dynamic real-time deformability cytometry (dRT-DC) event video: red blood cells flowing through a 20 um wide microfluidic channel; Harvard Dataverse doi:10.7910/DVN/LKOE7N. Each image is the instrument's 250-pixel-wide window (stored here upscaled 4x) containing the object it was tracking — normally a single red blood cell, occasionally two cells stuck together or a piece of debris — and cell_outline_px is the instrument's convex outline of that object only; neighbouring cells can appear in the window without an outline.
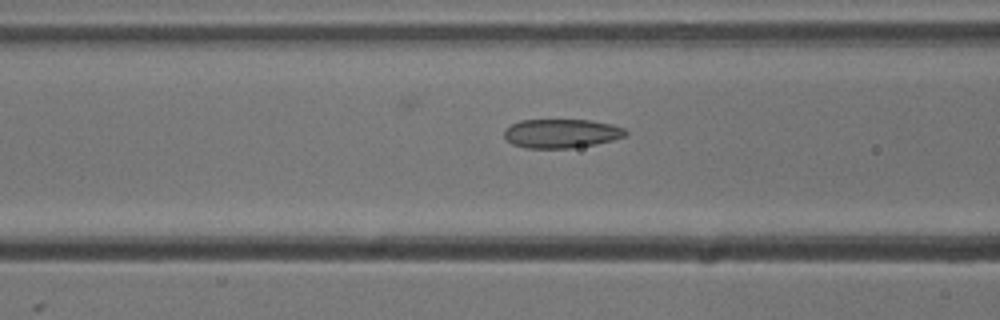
{"species": "common noctule bat (a hibernating species)", "species_latin": "Nyctalus noctula", "temperature_condition": "cold", "stored_images_in_passage": 15, "camera_frame_rate_fps": 3000, "um_per_image_px": 0.085, "animal": {"sex": "male", "body_mass_g": 13.3}, "frame": {"image": 1, "passage_image": 6, "time_ms": 1.667, "image_size_px": [1000, 320], "cell_outline_px": [[628, 136], [596, 144], [572, 148], [524, 148], [512, 144], [504, 136], [504, 128], [520, 120], [588, 120], [612, 124], [624, 128], [628, 132]], "centroid_in_image_um": [47.72, 11.34], "position_along_channel_um": 118.9, "area_um2": 20.63}}
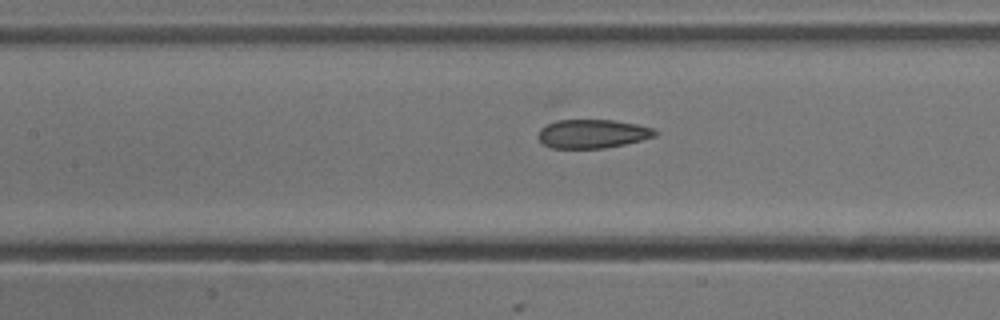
{"frame": {"image": 2, "passage_image": 9, "time_ms": 2.667, "image_size_px": [1000, 320], "cell_outline_px": [[656, 136], [624, 144], [604, 148], [552, 148], [544, 144], [536, 136], [540, 128], [556, 116], [560, 116], [612, 120], [636, 124], [652, 128], [656, 132]], "centroid_in_image_um": [50.21, 11.3], "position_along_channel_um": 157.2, "area_um2": 20.52}}
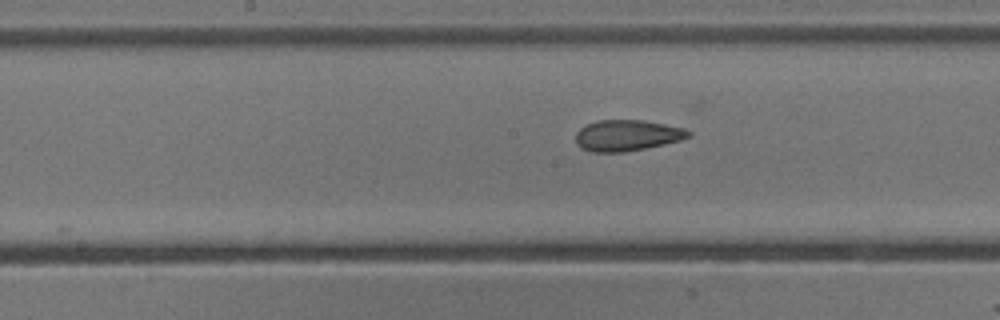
{"frame": {"image": 3, "passage_image": 12, "time_ms": 3.667, "image_size_px": [1000, 320], "cell_outline_px": [[692, 136], [680, 140], [664, 144], [624, 152], [592, 152], [580, 148], [576, 144], [576, 132], [580, 128], [596, 120], [644, 120], [684, 128], [692, 132]], "centroid_in_image_um": [53.29, 11.51], "position_along_channel_um": 194.9, "area_um2": 20.46}}